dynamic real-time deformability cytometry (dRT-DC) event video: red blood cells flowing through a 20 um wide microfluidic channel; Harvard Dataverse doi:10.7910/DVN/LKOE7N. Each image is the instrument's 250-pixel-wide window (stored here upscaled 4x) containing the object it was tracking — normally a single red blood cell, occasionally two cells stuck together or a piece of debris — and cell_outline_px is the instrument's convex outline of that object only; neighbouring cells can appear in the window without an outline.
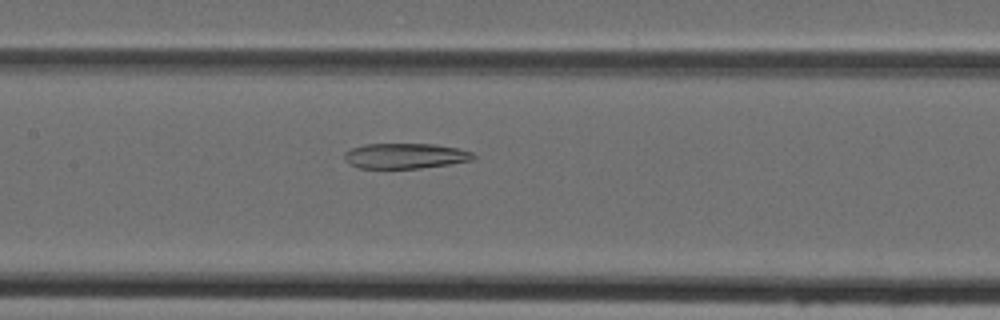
{"species": "Egyptian fruit bat (a non-hibernating species)", "species_latin": "Rousettus aegyptiacus", "temperature_condition": "cold", "stored_images_in_passage": 48, "camera_frame_rate_fps": 3000, "um_per_image_px": 0.085, "animal": {"sex": "female"}, "frame": {"image": 1, "passage_image": 23, "time_ms": 7.333, "image_size_px": [1000, 320], "cell_outline_px": [[476, 160], [420, 168], [360, 168], [348, 164], [344, 160], [344, 152], [352, 148], [364, 144], [436, 144], [456, 148], [472, 152], [476, 156]], "centroid_in_image_um": [34.44, 13.25], "position_along_channel_um": 173.0, "area_um2": 19.13}}
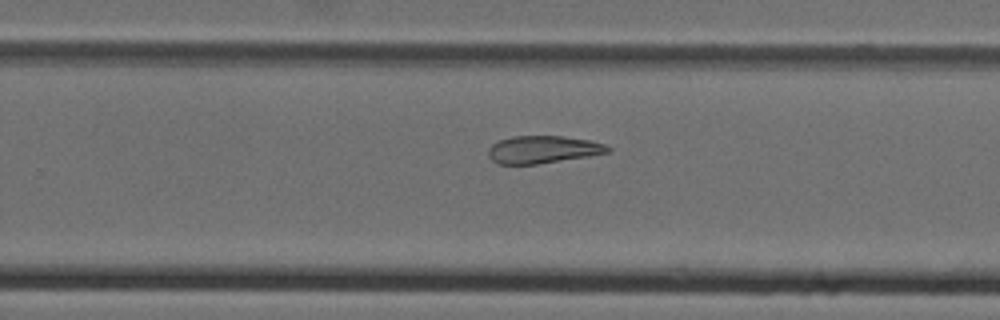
{"frame": {"image": 2, "passage_image": 31, "time_ms": 10.0, "image_size_px": [1000, 320], "cell_outline_px": [[612, 152], [588, 156], [536, 164], [496, 164], [488, 156], [488, 148], [492, 144], [500, 140], [512, 136], [564, 136], [588, 140], [604, 144], [612, 148]], "centroid_in_image_um": [46.14, 12.71], "position_along_channel_um": 283.7, "area_um2": 19.19}}
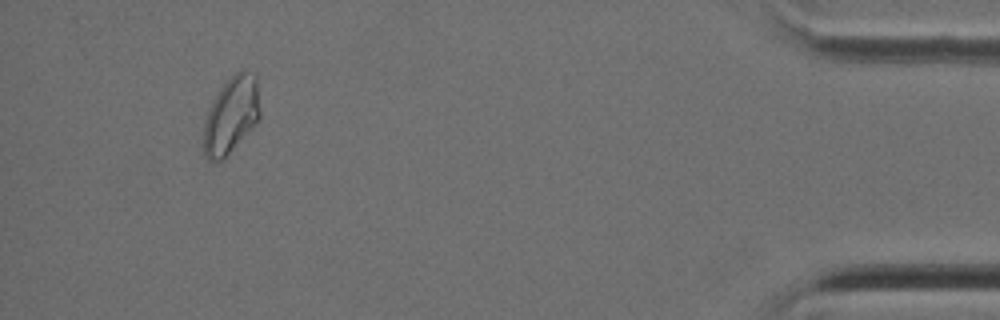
{"frame": {"image": 3, "passage_image": 45, "time_ms": 14.667, "image_size_px": [1000, 320], "cell_outline_px": [[260, 116], [224, 160], [216, 164], [208, 160], [204, 156], [204, 120], [220, 88], [236, 72], [256, 72], [260, 112]], "centroid_in_image_um": [19.64, 9.83], "position_along_channel_um": 415.6, "area_um2": 24.85}}